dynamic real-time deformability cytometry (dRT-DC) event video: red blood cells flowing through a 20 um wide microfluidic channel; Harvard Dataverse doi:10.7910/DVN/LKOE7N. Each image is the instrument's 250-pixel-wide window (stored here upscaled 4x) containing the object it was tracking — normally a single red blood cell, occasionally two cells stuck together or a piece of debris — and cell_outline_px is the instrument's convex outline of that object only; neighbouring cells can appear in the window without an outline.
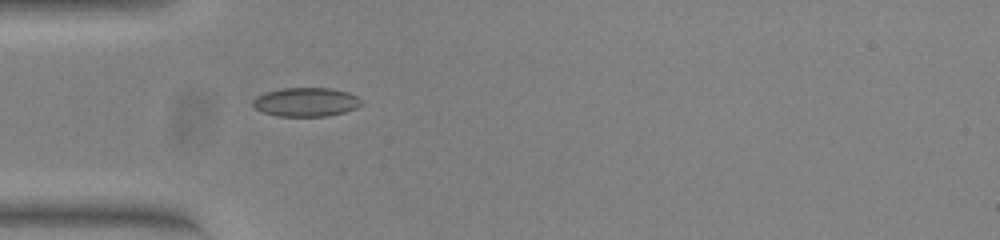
{"species": "common noctule bat (a hibernating species)", "species_latin": "Nyctalus noctula", "temperature_condition": "warm", "stored_images_in_passage": 38, "camera_frame_rate_fps": 3000, "um_per_image_px": 0.085, "animal": {"sex": "female", "body_mass_g": 23.0, "forearm_length_mm": 53.4}, "frame": {"image": 1, "passage_image": 1, "time_ms": 0.0, "image_size_px": [1000, 240], "cell_outline_px": [[364, 104], [356, 108], [344, 112], [328, 116], [276, 116], [264, 112], [256, 108], [252, 104], [252, 100], [256, 96], [264, 92], [280, 88], [332, 88], [348, 92], [364, 100]], "centroid_in_image_um": [26.03, 8.66], "position_along_channel_um": 59.0, "area_um2": 18.5}}
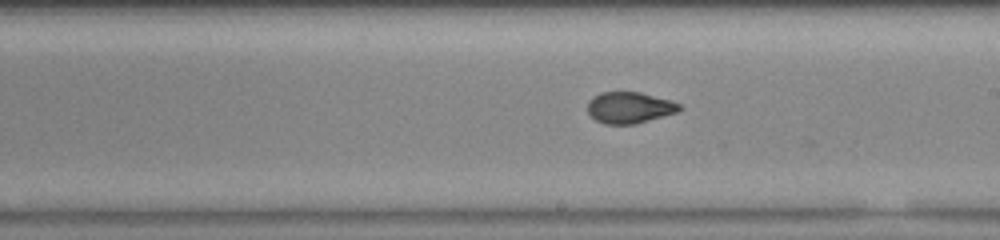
{"frame": {"image": 2, "passage_image": 15, "time_ms": 4.667, "image_size_px": [1000, 240], "cell_outline_px": [[684, 108], [676, 112], [636, 124], [604, 124], [596, 120], [588, 112], [588, 100], [592, 96], [600, 92], [640, 92], [672, 100], [680, 104]], "centroid_in_image_um": [53.51, 9.13], "position_along_channel_um": 235.5, "area_um2": 16.88}}
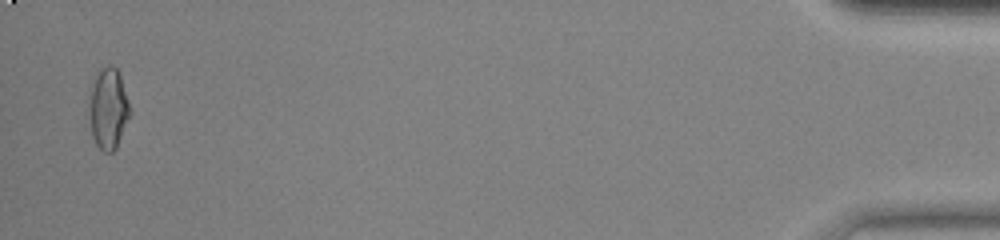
{"frame": {"image": 3, "passage_image": 37, "time_ms": 12.0, "image_size_px": [1000, 240], "cell_outline_px": [[132, 112], [116, 148], [112, 152], [104, 152], [96, 144], [92, 136], [88, 112], [88, 108], [92, 88], [96, 76], [108, 64], [112, 64], [116, 68], [120, 76]], "centroid_in_image_um": [9.22, 9.27], "position_along_channel_um": 426.0, "area_um2": 19.07}, "authors_computed_cell_mechanics": {"area_um2": 17.2822, "velocity_mm_per_s": 3.8464, "shape_relaxation_time_tau1_ms": null, "shape_relaxation_time_tau2_ms": 0.743, "deformation_change_tau1": null, "deformation_change_tau2": 0.0416}}